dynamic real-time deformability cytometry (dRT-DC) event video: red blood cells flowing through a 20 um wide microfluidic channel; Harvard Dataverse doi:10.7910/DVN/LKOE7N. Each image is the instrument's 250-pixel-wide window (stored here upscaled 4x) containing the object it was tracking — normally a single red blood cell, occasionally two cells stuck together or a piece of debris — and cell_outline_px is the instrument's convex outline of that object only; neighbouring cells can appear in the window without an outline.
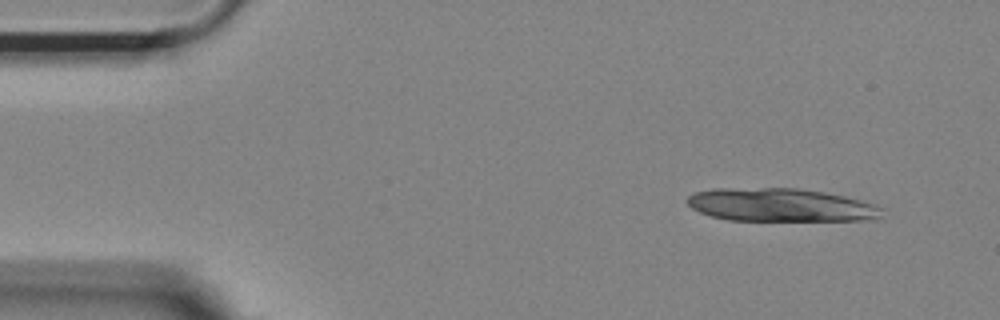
{"species": "Egyptian fruit bat (a non-hibernating species)", "species_latin": "Rousettus aegyptiacus", "temperature_condition": "room temperature", "stored_images_in_passage": 13, "camera_frame_rate_fps": 3000, "um_per_image_px": 0.085, "animal": {"sex": "female"}, "frame": {"image": 1, "passage_image": 3, "time_ms": 0.667, "image_size_px": [1000, 320], "cell_outline_px": [[888, 208], [876, 220], [728, 220], [708, 216], [692, 208], [688, 204], [688, 196], [696, 192], [712, 188], [796, 188], [824, 192], [844, 196], [876, 204]], "centroid_in_image_um": [66.41, 17.43], "position_along_channel_um": 18.6, "area_um2": 37.92}}